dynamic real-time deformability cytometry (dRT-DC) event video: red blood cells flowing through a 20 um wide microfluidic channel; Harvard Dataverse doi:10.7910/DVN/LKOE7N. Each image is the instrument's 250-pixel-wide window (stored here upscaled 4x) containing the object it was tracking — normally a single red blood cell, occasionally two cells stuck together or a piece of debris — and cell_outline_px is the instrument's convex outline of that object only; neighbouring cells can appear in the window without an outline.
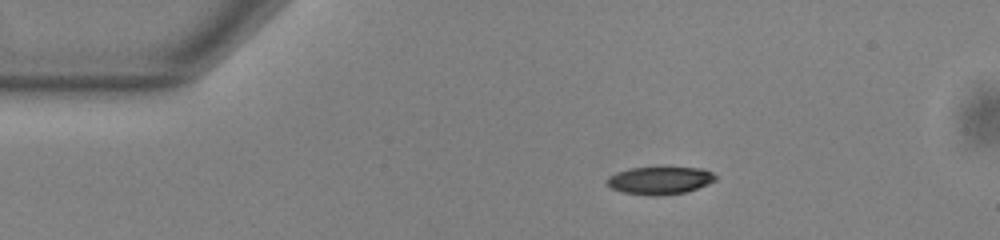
{"species": "common noctule bat (a hibernating species)", "species_latin": "Nyctalus noctula", "temperature_condition": "warm", "stored_images_in_passage": 45, "segment_of_instrument_passage": [1, 2], "camera_frame_rate_fps": 3000, "um_per_image_px": 0.085, "animal": {"sex": "male", "body_mass_g": 13.0, "forearm_length_mm": 53.1}, "frame": {"image": 1, "passage_image": 1, "time_ms": 0.0, "image_size_px": [1000, 240], "cell_outline_px": [[716, 180], [708, 184], [684, 192], [660, 196], [648, 196], [620, 192], [608, 188], [604, 184], [604, 180], [608, 176], [616, 172], [628, 168], [660, 164], [704, 168], [712, 172], [716, 176]], "centroid_in_image_um": [56.01, 15.28], "position_along_channel_um": 29.0, "area_um2": 18.9}}
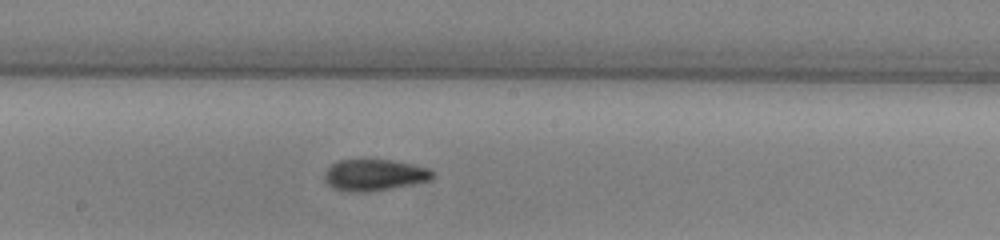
{"frame": {"image": 2, "passage_image": 20, "time_ms": 6.333, "image_size_px": [1000, 240], "cell_outline_px": [[436, 176], [432, 180], [412, 184], [368, 192], [348, 192], [332, 188], [324, 180], [324, 172], [332, 164], [340, 160], [364, 156], [392, 160], [412, 164], [428, 168], [436, 172]], "centroid_in_image_um": [31.81, 14.83], "position_along_channel_um": 216.4, "area_um2": 20.69}}
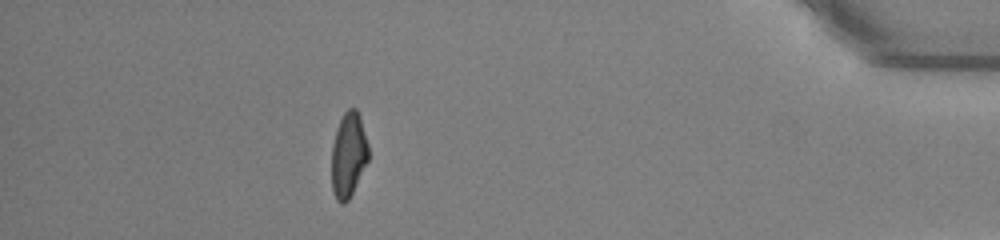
{"frame": {"image": 3, "passage_image": 39, "time_ms": 12.667, "image_size_px": [1000, 240], "cell_outline_px": [[368, 160], [348, 200], [344, 204], [340, 204], [336, 200], [332, 188], [332, 144], [336, 128], [344, 112], [348, 108], [356, 108], [360, 116], [368, 144]], "centroid_in_image_um": [29.61, 13.15], "position_along_channel_um": 405.6, "area_um2": 18.15}}